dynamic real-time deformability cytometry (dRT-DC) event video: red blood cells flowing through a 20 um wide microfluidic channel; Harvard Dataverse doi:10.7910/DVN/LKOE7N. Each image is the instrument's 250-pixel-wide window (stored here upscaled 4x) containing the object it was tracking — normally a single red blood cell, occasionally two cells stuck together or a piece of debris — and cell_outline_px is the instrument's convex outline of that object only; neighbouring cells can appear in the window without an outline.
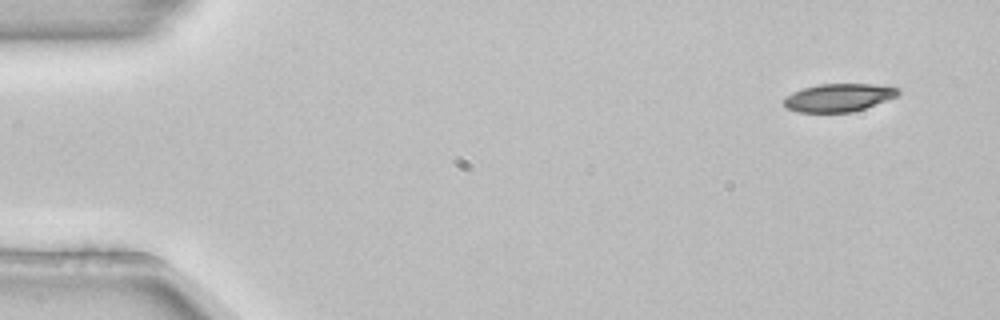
{"species": "common noctule bat (a hibernating species)", "species_latin": "Nyctalus noctula", "temperature_condition": "room temperature", "stored_images_in_passage": 51, "camera_frame_rate_fps": 3000, "um_per_image_px": 0.085, "animal": {"sex": "female", "body_mass_g": 22.7, "forearm_length_mm": 54.2}, "frame": {"image": 1, "passage_image": 1, "time_ms": 0.0, "image_size_px": [1000, 320], "cell_outline_px": [[900, 92], [896, 96], [864, 108], [852, 112], [796, 112], [784, 108], [780, 100], [784, 96], [792, 92], [804, 88], [820, 84], [872, 84], [900, 88]], "centroid_in_image_um": [71.18, 8.3], "position_along_channel_um": 13.8, "area_um2": 18.73}}
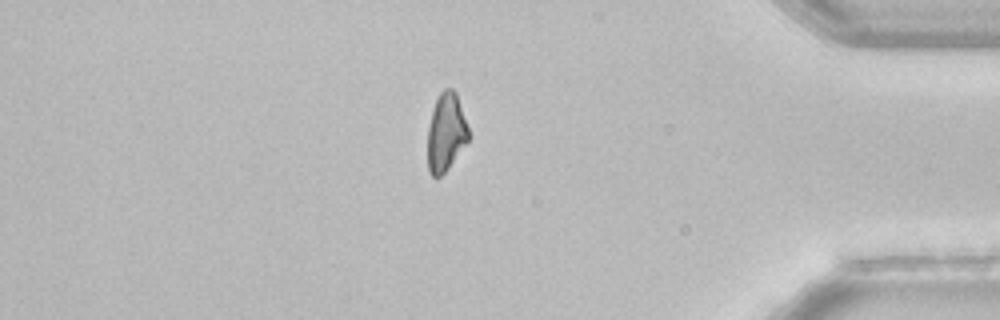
{"frame": {"image": 2, "passage_image": 43, "time_ms": 14.0, "image_size_px": [1000, 320], "cell_outline_px": [[468, 140], [448, 168], [440, 176], [432, 176], [428, 172], [428, 128], [432, 108], [440, 92], [444, 88], [452, 88], [456, 92], [468, 128]], "centroid_in_image_um": [37.89, 11.23], "position_along_channel_um": 397.3, "area_um2": 18.38}}
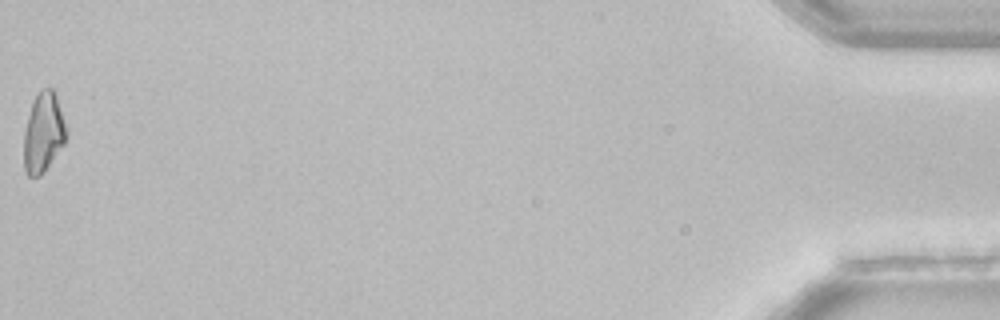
{"frame": {"image": 3, "passage_image": 51, "time_ms": 16.667, "image_size_px": [1000, 320], "cell_outline_px": [[68, 136], [64, 144], [40, 176], [28, 176], [24, 168], [24, 132], [32, 100], [40, 88], [52, 88], [56, 96], [68, 132]], "centroid_in_image_um": [3.69, 11.24], "position_along_channel_um": 431.5, "area_um2": 19.71}, "authors_computed_cell_mechanics": {"area_um2": 19.9988, "velocity_mm_per_s": 3.8557, "shape_relaxation_time_tau1_ms": 2.9289, "shape_relaxation_time_tau2_ms": null, "deformation_change_tau1": 0.1175, "deformation_change_tau2": null}}